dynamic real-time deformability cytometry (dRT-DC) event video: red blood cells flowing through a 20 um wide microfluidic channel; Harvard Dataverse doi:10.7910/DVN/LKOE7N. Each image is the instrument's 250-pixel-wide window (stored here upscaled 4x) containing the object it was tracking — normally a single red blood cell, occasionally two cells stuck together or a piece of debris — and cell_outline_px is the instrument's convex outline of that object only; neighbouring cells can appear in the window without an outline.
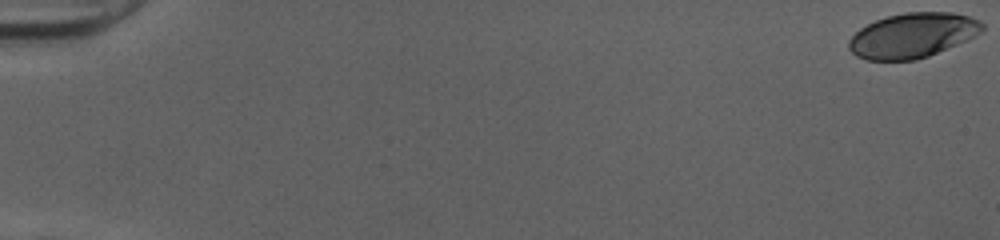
{"species": "human", "species_latin": "Homo sapiens", "temperature_condition": "cold", "stored_images_in_passage": 53, "camera_frame_rate_fps": 3000, "um_per_image_px": 0.085, "donor": {"sex": "female"}, "frame": {"image": 1, "passage_image": 1, "time_ms": 0.0, "image_size_px": [1000, 240], "cell_outline_px": [[984, 28], [976, 36], [928, 56], [916, 60], [864, 60], [856, 56], [848, 48], [848, 40], [860, 28], [876, 20], [888, 16], [904, 12], [952, 12], [968, 16], [980, 20], [984, 24]], "centroid_in_image_um": [77.56, 3.01], "position_along_channel_um": 7.4, "area_um2": 34.85}}
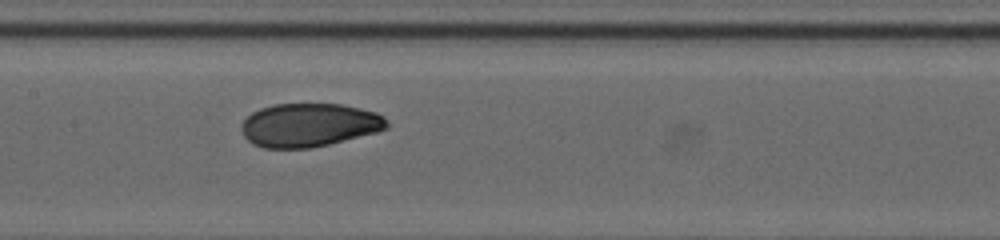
{"frame": {"image": 2, "passage_image": 28, "time_ms": 9.0, "image_size_px": [1000, 240], "cell_outline_px": [[388, 128], [376, 132], [328, 144], [308, 148], [264, 148], [252, 144], [244, 136], [240, 128], [240, 124], [252, 112], [260, 108], [276, 104], [340, 104], [360, 108], [376, 112], [384, 116], [388, 120]], "centroid_in_image_um": [26.26, 10.62], "position_along_channel_um": 181.1, "area_um2": 36.88}}
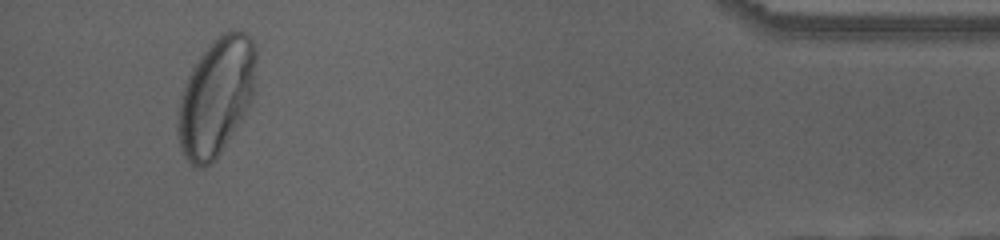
{"frame": {"image": 3, "passage_image": 50, "time_ms": 16.333, "image_size_px": [1000, 240], "cell_outline_px": [[256, 60], [252, 100], [216, 160], [204, 168], [196, 168], [188, 160], [180, 148], [176, 128], [176, 116], [180, 96], [192, 64], [224, 32], [232, 28], [244, 32], [252, 36], [256, 48]], "centroid_in_image_um": [18.35, 8.23], "position_along_channel_um": 416.9, "area_um2": 53.81}, "authors_computed_cell_mechanics": {"area_um2": 37.0498, "velocity_mm_per_s": 4.0131, "shape_relaxation_time_tau1_ms": 3.1973, "shape_relaxation_time_tau2_ms": 0.8658, "deformation_change_tau1": 0.1587, "deformation_change_tau2": 0.0426}}